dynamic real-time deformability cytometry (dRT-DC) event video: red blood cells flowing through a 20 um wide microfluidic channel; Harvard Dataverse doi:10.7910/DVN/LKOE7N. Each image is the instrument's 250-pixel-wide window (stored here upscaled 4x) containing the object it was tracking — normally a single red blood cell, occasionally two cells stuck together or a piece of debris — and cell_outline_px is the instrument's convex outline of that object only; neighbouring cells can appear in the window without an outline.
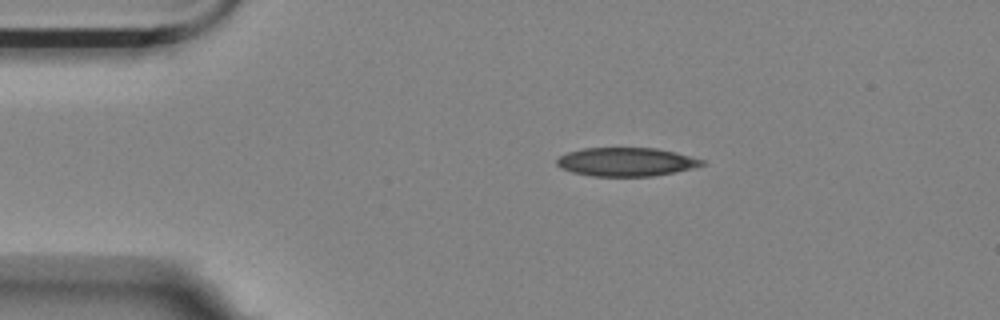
{"species": "Egyptian fruit bat (a non-hibernating species)", "species_latin": "Rousettus aegyptiacus", "temperature_condition": "room temperature", "stored_images_in_passage": 42, "camera_frame_rate_fps": 3000, "um_per_image_px": 0.085, "animal": {"sex": "female"}, "frame": {"image": 1, "passage_image": 1, "time_ms": 0.0, "image_size_px": [1000, 320], "cell_outline_px": [[708, 164], [676, 172], [652, 176], [592, 176], [572, 172], [560, 168], [556, 164], [556, 160], [560, 156], [568, 152], [584, 148], [656, 148], [676, 152], [704, 160]], "centroid_in_image_um": [53.24, 13.76], "position_along_channel_um": 31.8, "area_um2": 24.28}}
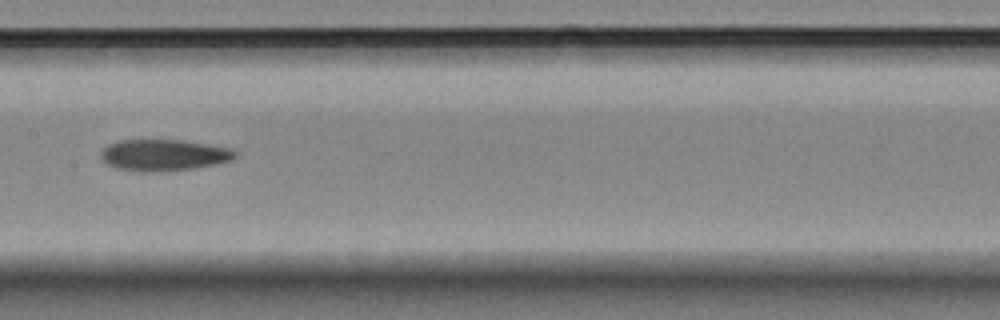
{"frame": {"image": 2, "passage_image": 18, "time_ms": 5.667, "image_size_px": [1000, 320], "cell_outline_px": [[236, 156], [228, 160], [212, 164], [192, 168], [152, 172], [144, 172], [116, 168], [104, 164], [100, 156], [100, 152], [108, 144], [116, 140], [184, 140], [208, 144], [228, 148], [236, 152]], "centroid_in_image_um": [13.81, 13.17], "position_along_channel_um": 193.6, "area_um2": 24.39}}
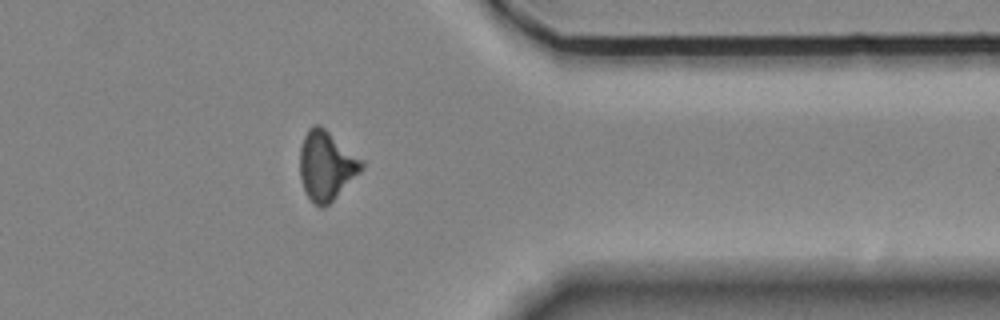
{"frame": {"image": 3, "passage_image": 35, "time_ms": 11.333, "image_size_px": [1000, 320], "cell_outline_px": [[364, 168], [324, 208], [320, 208], [312, 204], [300, 180], [300, 148], [304, 136], [308, 128], [312, 124], [320, 124], [364, 160]], "centroid_in_image_um": [27.73, 14.06], "position_along_channel_um": 383.7, "area_um2": 25.03}}